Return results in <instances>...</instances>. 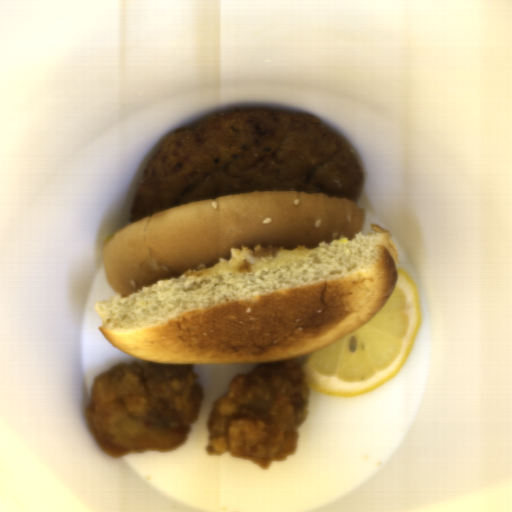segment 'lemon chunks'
Instances as JSON below:
<instances>
[{
    "label": "lemon chunks",
    "instance_id": "lemon-chunks-1",
    "mask_svg": "<svg viewBox=\"0 0 512 512\" xmlns=\"http://www.w3.org/2000/svg\"><path fill=\"white\" fill-rule=\"evenodd\" d=\"M420 322L414 277L399 268L393 292L369 323L310 354L302 364L310 389L352 399L387 385L403 369Z\"/></svg>",
    "mask_w": 512,
    "mask_h": 512
}]
</instances>
